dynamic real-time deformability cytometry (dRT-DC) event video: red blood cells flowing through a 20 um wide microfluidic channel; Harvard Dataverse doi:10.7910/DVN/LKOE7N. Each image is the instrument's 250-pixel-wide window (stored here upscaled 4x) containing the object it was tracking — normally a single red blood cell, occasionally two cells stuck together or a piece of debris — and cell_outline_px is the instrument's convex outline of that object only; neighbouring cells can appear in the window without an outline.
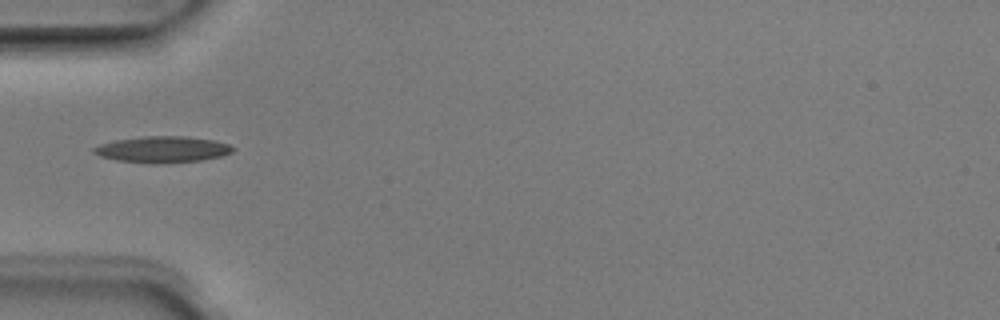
{"species": "Egyptian fruit bat (a non-hibernating species)", "species_latin": "Rousettus aegyptiacus", "temperature_condition": "room temperature", "stored_images_in_passage": 4, "camera_frame_rate_fps": 3000, "um_per_image_px": 0.085, "animal": {"sex": "male"}, "frame": {"image": 1, "passage_image": 4, "time_ms": 1.0, "image_size_px": [1000, 320], "cell_outline_px": [[236, 148], [232, 152], [220, 156], [200, 160], [164, 164], [148, 164], [116, 160], [100, 156], [92, 152], [92, 148], [100, 144], [116, 140], [144, 136], [188, 136], [212, 140], [228, 144]], "centroid_in_image_um": [13.79, 12.71], "position_along_channel_um": 71.2, "area_um2": 21.44}}